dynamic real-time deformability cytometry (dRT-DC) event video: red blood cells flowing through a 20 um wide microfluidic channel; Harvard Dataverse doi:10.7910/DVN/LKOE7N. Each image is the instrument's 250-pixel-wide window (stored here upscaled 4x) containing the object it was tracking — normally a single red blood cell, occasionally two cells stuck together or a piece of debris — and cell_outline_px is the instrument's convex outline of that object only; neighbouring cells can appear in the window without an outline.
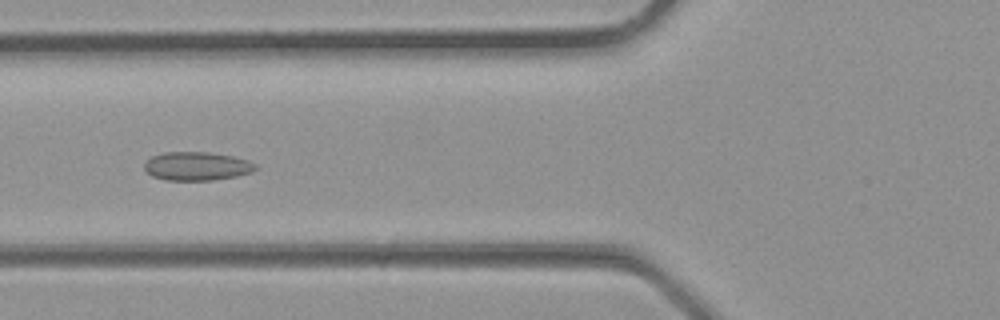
{"species": "common noctule bat (a hibernating species)", "species_latin": "Nyctalus noctula", "temperature_condition": "room temperature", "stored_images_in_passage": 35, "camera_frame_rate_fps": 3000, "um_per_image_px": 0.085, "animal": {"sex": "male", "body_mass_g": 23.1, "forearm_length_mm": 52.7}, "frame": {"image": 1, "passage_image": 13, "time_ms": 4.0, "image_size_px": [1000, 320], "cell_outline_px": [[260, 168], [252, 172], [236, 176], [212, 180], [164, 180], [152, 176], [144, 168], [144, 164], [152, 156], [164, 152], [208, 152], [232, 156], [248, 160], [256, 164]], "centroid_in_image_um": [16.76, 14.12], "position_along_channel_um": 109.0, "area_um2": 18.55}}
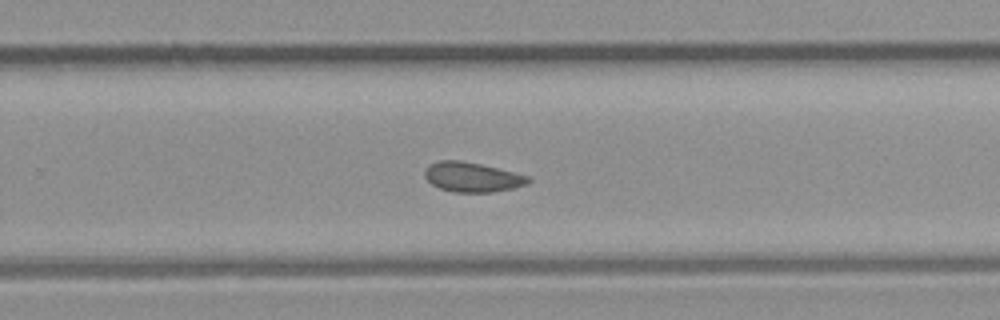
{"frame": {"image": 2, "passage_image": 22, "time_ms": 7.0, "image_size_px": [1000, 320], "cell_outline_px": [[532, 180], [528, 184], [512, 188], [492, 192], [452, 192], [440, 188], [432, 184], [424, 176], [424, 168], [428, 164], [440, 160], [460, 160], [480, 164], [528, 176]], "centroid_in_image_um": [40.09, 15.05], "position_along_channel_um": 289.7, "area_um2": 17.86}}
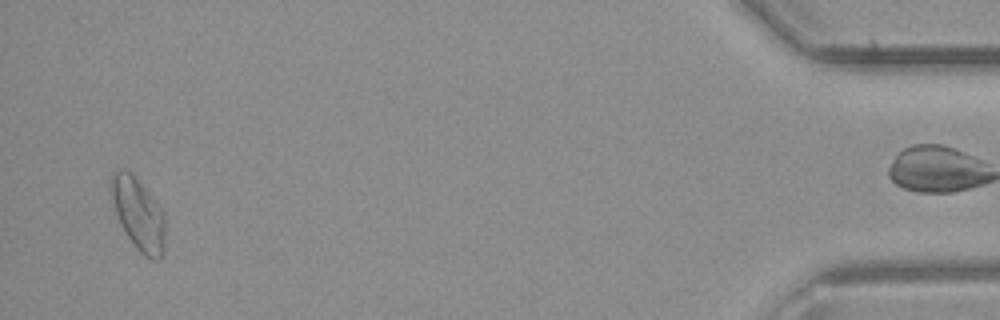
{"frame": {"image": 3, "passage_image": 33, "time_ms": 10.667, "image_size_px": [1000, 320], "cell_outline_px": [[164, 252], [160, 260], [152, 260], [144, 256], [136, 248], [124, 232], [120, 224], [108, 188], [108, 180], [112, 172], [120, 168], [124, 168], [132, 172], [164, 212]], "centroid_in_image_um": [11.72, 18.15], "position_along_channel_um": 423.5, "area_um2": 23.18}}